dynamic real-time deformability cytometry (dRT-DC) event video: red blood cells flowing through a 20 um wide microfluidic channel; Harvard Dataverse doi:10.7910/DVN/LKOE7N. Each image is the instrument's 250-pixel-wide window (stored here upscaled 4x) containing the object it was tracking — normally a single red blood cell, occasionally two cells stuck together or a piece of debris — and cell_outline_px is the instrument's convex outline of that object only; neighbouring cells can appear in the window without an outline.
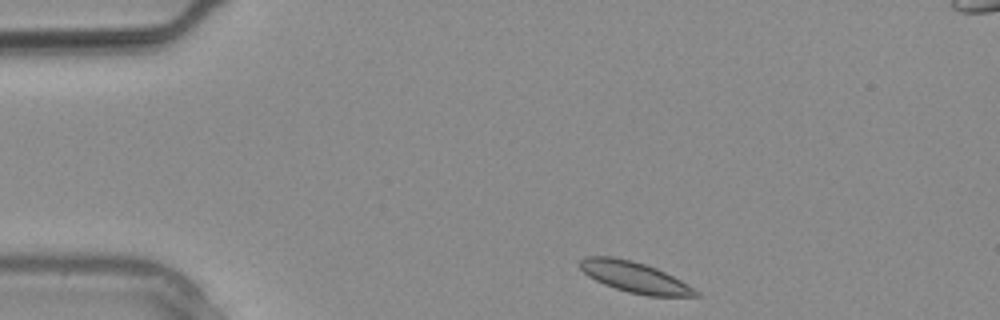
{"species": "common noctule bat (a hibernating species)", "species_latin": "Nyctalus noctula", "temperature_condition": "warm", "stored_images_in_passage": 7, "camera_frame_rate_fps": 3000, "um_per_image_px": 0.085, "animal": {"sex": "male", "body_mass_g": 20.4}, "frame": {"image": 1, "passage_image": 1, "time_ms": 0.0, "image_size_px": [1000, 320], "cell_outline_px": [[700, 296], [648, 296], [628, 292], [604, 284], [588, 276], [576, 264], [584, 256], [612, 256], [632, 260], [656, 268], [688, 284], [700, 292]], "centroid_in_image_um": [53.92, 23.55], "position_along_channel_um": 31.1, "area_um2": 20.75}}